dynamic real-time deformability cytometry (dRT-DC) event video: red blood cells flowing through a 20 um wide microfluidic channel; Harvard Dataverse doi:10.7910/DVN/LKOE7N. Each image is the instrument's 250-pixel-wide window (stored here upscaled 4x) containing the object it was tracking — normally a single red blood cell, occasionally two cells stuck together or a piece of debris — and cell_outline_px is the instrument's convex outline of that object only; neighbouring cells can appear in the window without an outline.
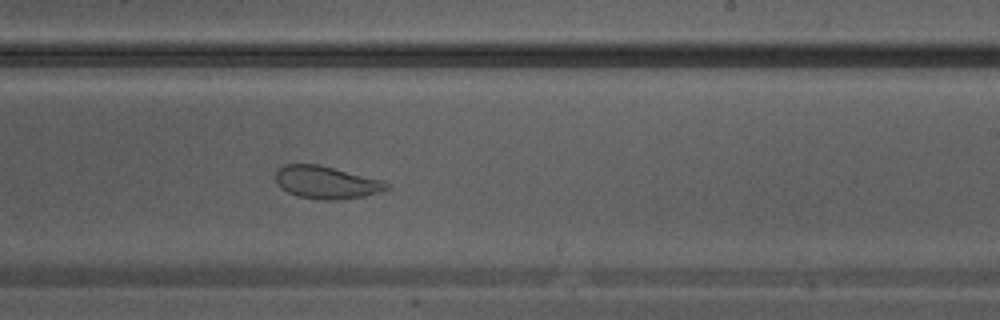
{"species": "Egyptian fruit bat (a non-hibernating species)", "species_latin": "Rousettus aegyptiacus", "temperature_condition": "warm", "stored_images_in_passage": 18, "camera_frame_rate_fps": 3000, "um_per_image_px": 0.085, "animal": {"sex": "male"}, "frame": {"image": 1, "passage_image": 18, "time_ms": 5.667, "image_size_px": [1000, 320], "cell_outline_px": [[388, 188], [364, 196], [336, 200], [324, 200], [296, 196], [280, 188], [276, 184], [276, 172], [284, 164], [316, 164], [384, 180], [388, 184]], "centroid_in_image_um": [27.69, 15.5], "position_along_channel_um": 261.3, "area_um2": 20.92}}